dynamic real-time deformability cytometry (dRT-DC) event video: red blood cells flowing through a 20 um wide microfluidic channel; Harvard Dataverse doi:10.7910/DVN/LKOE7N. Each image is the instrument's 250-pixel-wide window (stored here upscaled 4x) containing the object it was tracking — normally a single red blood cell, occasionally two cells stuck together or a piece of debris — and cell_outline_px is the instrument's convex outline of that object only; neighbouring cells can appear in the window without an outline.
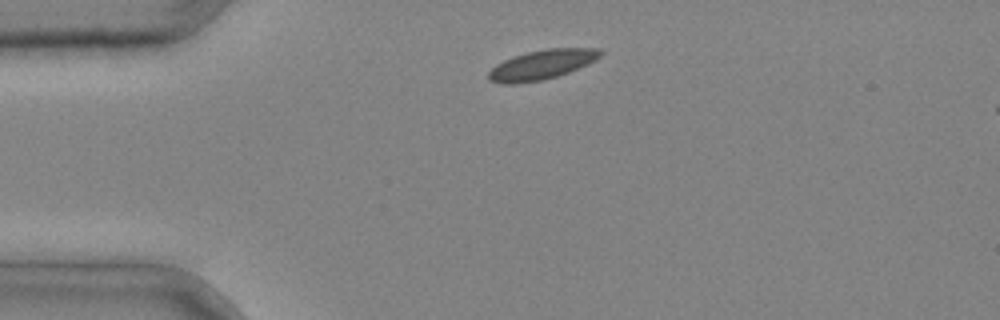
{"species": "common noctule bat (a hibernating species)", "species_latin": "Nyctalus noctula", "temperature_condition": "cold", "stored_images_in_passage": 2, "camera_frame_rate_fps": 3000, "um_per_image_px": 0.085, "animal": {"sex": "male", "body_mass_g": 20.4}, "frame": {"image": 1, "passage_image": 1, "time_ms": 0.0, "image_size_px": [1000, 320], "cell_outline_px": [[604, 52], [596, 60], [588, 64], [568, 72], [556, 76], [540, 80], [516, 84], [500, 84], [488, 80], [488, 72], [496, 64], [512, 56], [528, 52], [548, 48], [600, 48]], "centroid_in_image_um": [46.04, 5.49], "position_along_channel_um": 39.0, "area_um2": 19.31}}
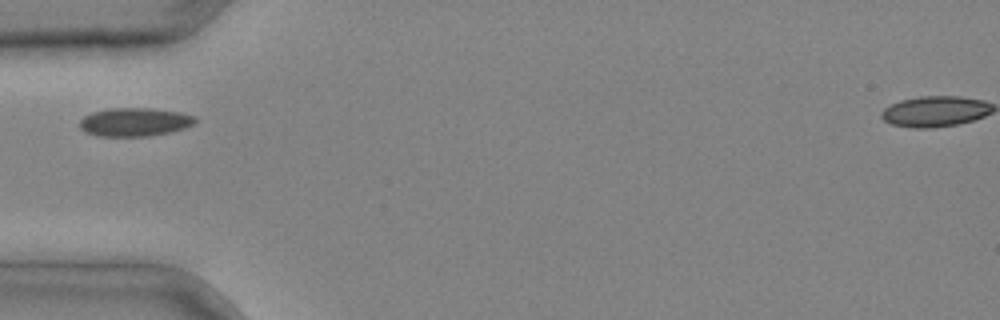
{"frame": {"image": 2, "passage_image": 2, "time_ms": 0.333, "image_size_px": [1000, 320], "cell_outline_px": [[196, 120], [192, 124], [184, 128], [168, 132], [148, 136], [96, 136], [84, 132], [80, 128], [80, 120], [84, 116], [92, 112], [112, 108], [152, 108], [180, 112], [196, 116]], "centroid_in_image_um": [11.42, 10.37], "position_along_channel_um": 73.6, "area_um2": 19.13}}